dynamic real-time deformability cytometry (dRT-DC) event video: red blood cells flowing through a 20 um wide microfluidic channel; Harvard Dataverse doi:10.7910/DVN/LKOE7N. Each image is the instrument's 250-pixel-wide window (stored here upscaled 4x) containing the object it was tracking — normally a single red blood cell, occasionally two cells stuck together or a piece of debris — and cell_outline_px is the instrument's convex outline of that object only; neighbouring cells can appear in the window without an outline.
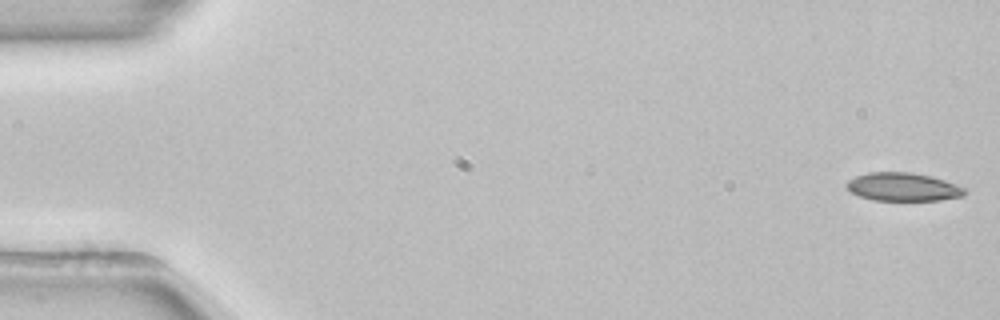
{"species": "common noctule bat (a hibernating species)", "species_latin": "Nyctalus noctula", "temperature_condition": "room temperature", "stored_images_in_passage": 53, "camera_frame_rate_fps": 3000, "um_per_image_px": 0.085, "animal": {"sex": "female", "body_mass_g": 22.7, "forearm_length_mm": 54.2}, "frame": {"image": 1, "passage_image": 1, "time_ms": 0.0, "image_size_px": [1000, 320], "cell_outline_px": [[968, 192], [964, 196], [940, 200], [872, 200], [860, 196], [852, 192], [844, 184], [848, 180], [856, 176], [868, 172], [912, 172], [932, 176], [944, 180], [964, 188]], "centroid_in_image_um": [76.76, 15.88], "position_along_channel_um": 8.2, "area_um2": 19.48}}
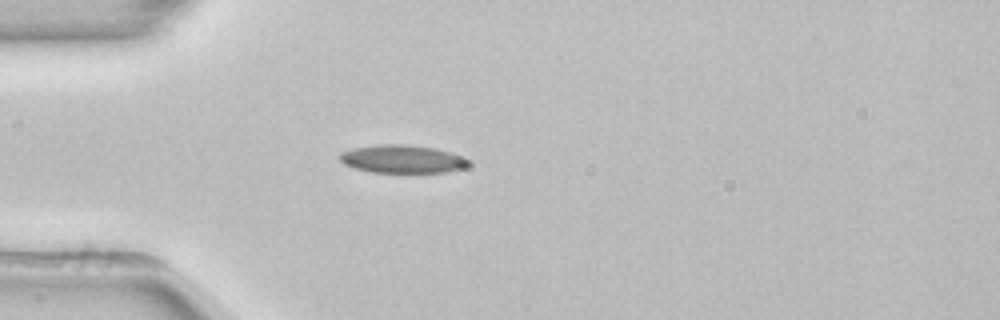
{"frame": {"image": 2, "passage_image": 15, "time_ms": 4.667, "image_size_px": [1000, 320], "cell_outline_px": [[472, 164], [464, 168], [448, 172], [372, 172], [356, 168], [344, 164], [340, 160], [340, 152], [356, 148], [384, 144], [404, 144], [432, 148], [452, 152], [468, 156], [472, 160]], "centroid_in_image_um": [34.32, 13.52], "position_along_channel_um": 50.7, "area_um2": 21.15}}